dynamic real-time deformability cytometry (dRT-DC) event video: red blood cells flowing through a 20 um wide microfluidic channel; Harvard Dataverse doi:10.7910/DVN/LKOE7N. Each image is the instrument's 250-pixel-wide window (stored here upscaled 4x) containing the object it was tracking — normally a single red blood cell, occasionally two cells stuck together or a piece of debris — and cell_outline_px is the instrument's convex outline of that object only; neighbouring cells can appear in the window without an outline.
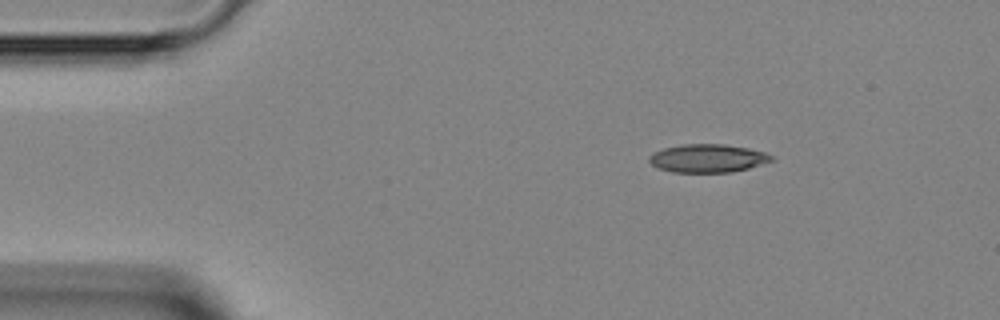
{"species": "Egyptian fruit bat (a non-hibernating species)", "species_latin": "Rousettus aegyptiacus", "temperature_condition": "room temperature", "stored_images_in_passage": 41, "camera_frame_rate_fps": 3000, "um_per_image_px": 0.085, "animal": {"sex": "female"}, "frame": {"image": 1, "passage_image": 1, "time_ms": 0.0, "image_size_px": [1000, 320], "cell_outline_px": [[772, 160], [748, 168], [732, 172], [672, 172], [656, 168], [648, 160], [648, 156], [652, 152], [664, 148], [684, 144], [724, 144], [748, 148], [764, 152], [772, 156]], "centroid_in_image_um": [60.09, 13.45], "position_along_channel_um": 24.9, "area_um2": 20.06}}
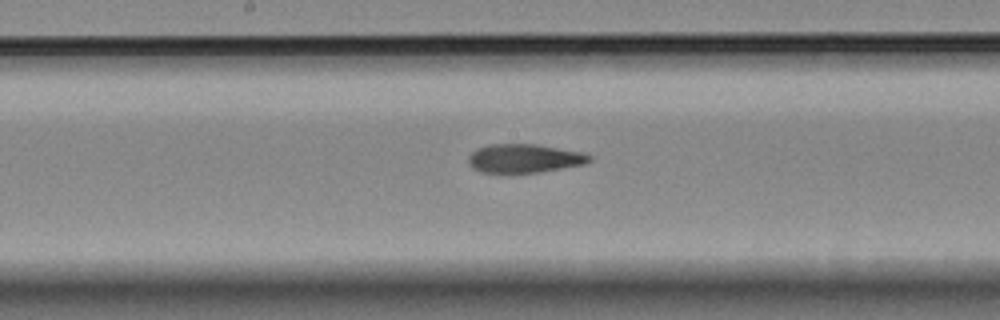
{"frame": {"image": 2, "passage_image": 18, "time_ms": 5.667, "image_size_px": [1000, 320], "cell_outline_px": [[592, 160], [584, 164], [540, 172], [480, 172], [472, 168], [468, 164], [468, 156], [476, 148], [488, 144], [536, 144], [584, 152], [592, 156]], "centroid_in_image_um": [44.56, 13.45], "position_along_channel_um": 203.6, "area_um2": 20.35}}
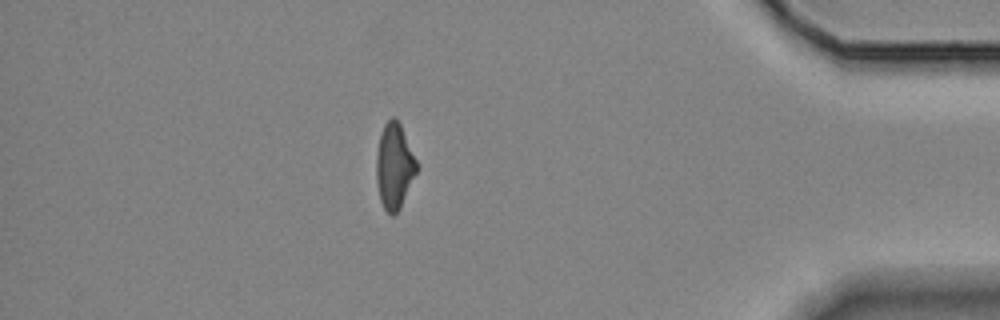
{"frame": {"image": 3, "passage_image": 35, "time_ms": 11.333, "image_size_px": [1000, 320], "cell_outline_px": [[420, 164], [400, 208], [392, 216], [384, 208], [380, 200], [376, 180], [376, 156], [380, 132], [384, 124], [392, 116], [396, 116]], "centroid_in_image_um": [33.53, 14.07], "position_along_channel_um": 401.7, "area_um2": 20.35}}